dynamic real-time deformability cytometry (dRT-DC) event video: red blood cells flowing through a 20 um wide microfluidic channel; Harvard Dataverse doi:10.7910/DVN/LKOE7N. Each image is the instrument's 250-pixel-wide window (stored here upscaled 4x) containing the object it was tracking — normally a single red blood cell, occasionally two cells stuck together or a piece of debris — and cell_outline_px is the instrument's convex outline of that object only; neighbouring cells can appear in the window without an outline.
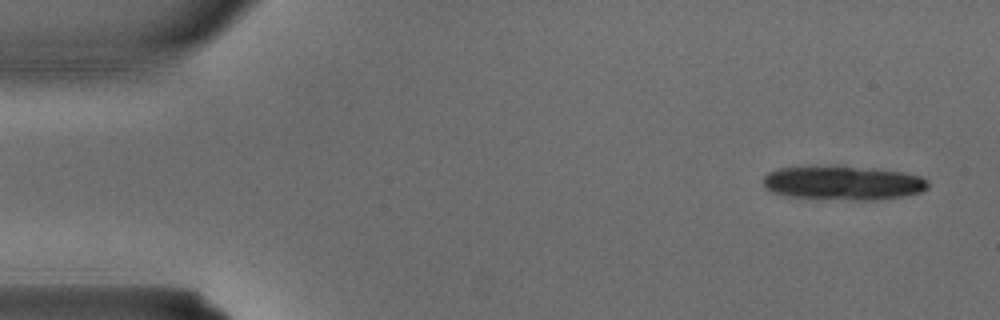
{"species": "common noctule bat (a hibernating species)", "species_latin": "Nyctalus noctula", "temperature_condition": "warm", "stored_images_in_passage": 3, "camera_frame_rate_fps": 3000, "um_per_image_px": 0.085, "animal": {"sex": "male", "body_mass_g": 15.6}, "frame": {"image": 1, "passage_image": 1, "time_ms": 0.0, "image_size_px": [1000, 320], "cell_outline_px": [[928, 188], [920, 192], [900, 196], [876, 200], [852, 200], [780, 196], [764, 188], [764, 176], [768, 172], [780, 168], [852, 168], [904, 172], [920, 176], [928, 180]], "centroid_in_image_um": [71.64, 15.59], "position_along_channel_um": 13.4, "area_um2": 31.79}}